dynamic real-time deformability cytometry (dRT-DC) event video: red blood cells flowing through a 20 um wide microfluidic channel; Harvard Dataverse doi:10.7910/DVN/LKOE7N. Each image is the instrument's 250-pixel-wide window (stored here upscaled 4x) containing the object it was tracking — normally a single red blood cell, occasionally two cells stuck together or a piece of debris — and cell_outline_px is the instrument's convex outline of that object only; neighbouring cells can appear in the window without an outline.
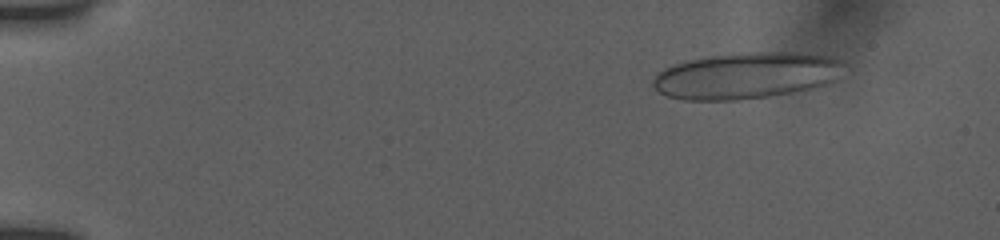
{"species": "human", "species_latin": "Homo sapiens", "temperature_condition": "room temperature", "stored_images_in_passage": 26, "camera_frame_rate_fps": 3000, "um_per_image_px": 0.085, "donor": {"sex": "female"}, "frame": {"image": 1, "passage_image": 4, "time_ms": 1.667, "image_size_px": [1000, 240], "cell_outline_px": [[848, 64], [836, 80], [824, 84], [792, 92], [768, 96], [740, 100], [684, 100], [668, 96], [660, 92], [652, 84], [652, 80], [656, 72], [664, 68], [688, 60], [708, 56], [732, 52], [796, 52], [828, 56], [840, 60]], "centroid_in_image_um": [63.43, 6.41], "position_along_channel_um": 21.6, "area_um2": 51.9}}
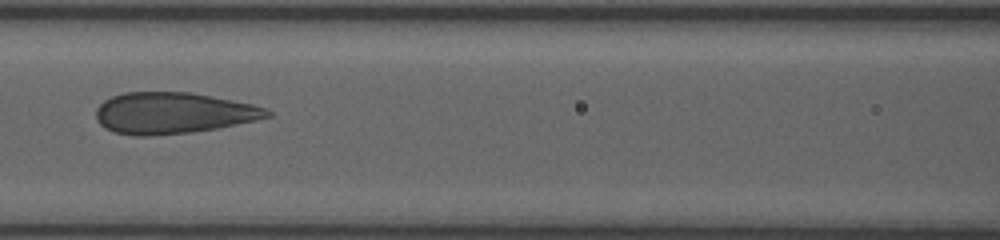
{"frame": {"image": 2, "passage_image": 17, "time_ms": 8.0, "image_size_px": [1000, 240], "cell_outline_px": [[272, 116], [256, 120], [216, 128], [192, 132], [148, 136], [136, 136], [116, 132], [104, 128], [96, 120], [96, 108], [104, 100], [112, 96], [124, 92], [192, 92], [252, 104], [268, 108], [272, 112]], "centroid_in_image_um": [14.7, 9.6], "position_along_channel_um": 151.9, "area_um2": 41.27}}
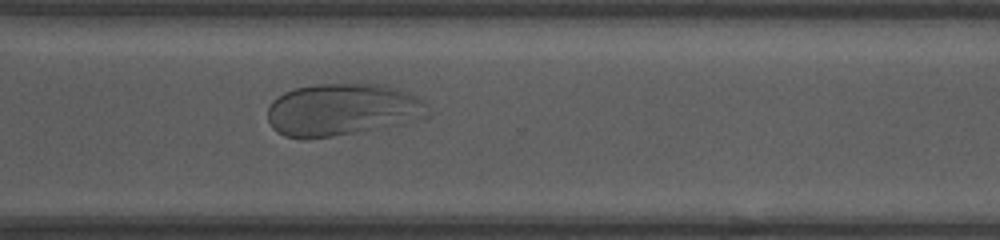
{"frame": {"image": 3, "passage_image": 26, "time_ms": 13.0, "image_size_px": [1000, 240], "cell_outline_px": [[432, 112], [428, 116], [392, 124], [332, 136], [304, 140], [284, 136], [276, 132], [272, 128], [268, 120], [268, 108], [272, 100], [284, 92], [296, 88], [316, 84], [380, 84], [396, 88], [416, 96]], "centroid_in_image_um": [29.0, 9.31], "position_along_channel_um": 341.6, "area_um2": 48.15}}